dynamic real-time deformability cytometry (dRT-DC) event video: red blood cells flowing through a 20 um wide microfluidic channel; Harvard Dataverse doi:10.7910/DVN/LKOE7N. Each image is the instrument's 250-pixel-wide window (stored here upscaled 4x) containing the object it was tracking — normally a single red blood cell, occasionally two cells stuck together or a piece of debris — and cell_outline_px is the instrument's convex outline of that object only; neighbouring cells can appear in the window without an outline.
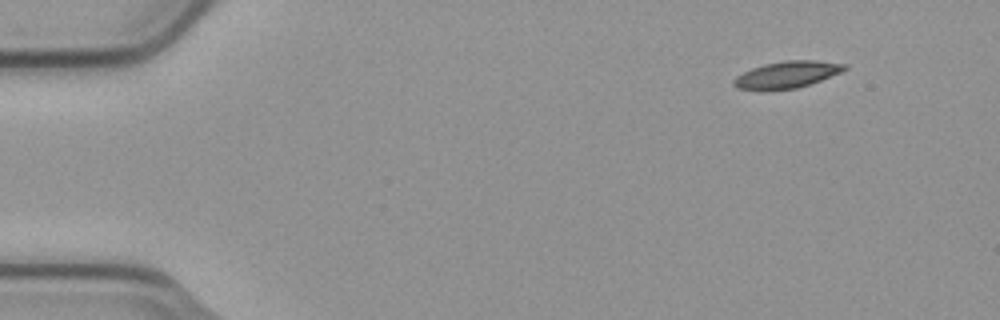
{"species": "common noctule bat (a hibernating species)", "species_latin": "Nyctalus noctula", "temperature_condition": "cold", "stored_images_in_passage": 50, "camera_frame_rate_fps": 3000, "um_per_image_px": 0.085, "animal": {"sex": "male", "body_mass_g": 23.1, "forearm_length_mm": 52.7}, "frame": {"image": 1, "passage_image": 1, "time_ms": 0.0, "image_size_px": [1000, 320], "cell_outline_px": [[848, 68], [840, 72], [820, 80], [796, 88], [768, 92], [760, 92], [736, 88], [732, 84], [732, 80], [736, 76], [752, 68], [764, 64], [784, 60], [816, 60], [848, 64]], "centroid_in_image_um": [66.82, 6.37], "position_along_channel_um": 18.2, "area_um2": 17.74}}
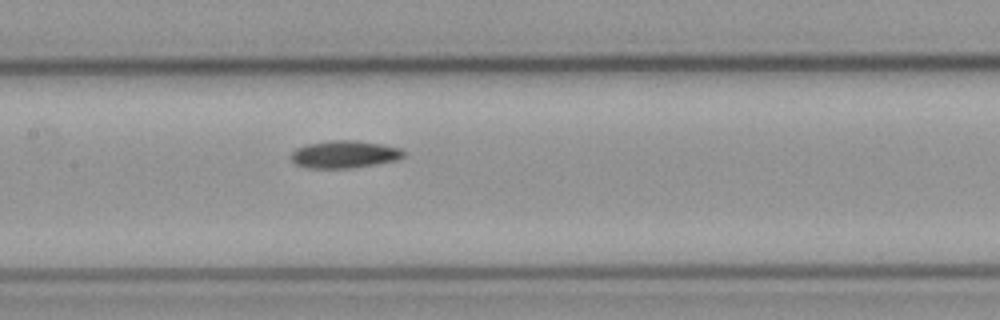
{"frame": {"image": 2, "passage_image": 22, "time_ms": 7.0, "image_size_px": [1000, 320], "cell_outline_px": [[404, 156], [396, 160], [376, 164], [352, 168], [304, 168], [296, 164], [292, 160], [292, 152], [296, 148], [308, 144], [332, 140], [356, 140], [384, 144], [400, 148], [404, 152]], "centroid_in_image_um": [29.29, 13.12], "position_along_channel_um": 178.1, "area_um2": 18.03}}
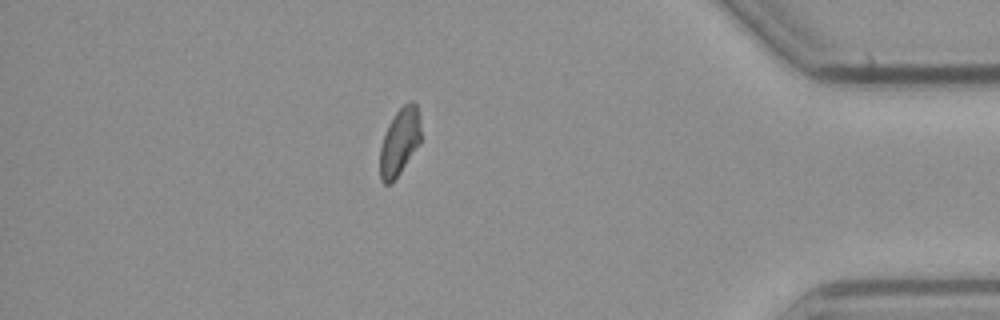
{"frame": {"image": 3, "passage_image": 43, "time_ms": 14.0, "image_size_px": [1000, 320], "cell_outline_px": [[420, 144], [400, 172], [388, 184], [384, 184], [380, 180], [380, 148], [388, 124], [396, 112], [404, 104], [412, 100], [416, 104], [420, 116]], "centroid_in_image_um": [33.97, 12.02], "position_along_channel_um": 401.2, "area_um2": 15.9}, "authors_computed_cell_mechanics": {"area_um2": 17.2533, "velocity_mm_per_s": 3.7569, "shape_relaxation_time_tau1_ms": 8.8948, "shape_relaxation_time_tau2_ms": null, "deformation_change_tau1": 0.1457, "deformation_change_tau2": null}}